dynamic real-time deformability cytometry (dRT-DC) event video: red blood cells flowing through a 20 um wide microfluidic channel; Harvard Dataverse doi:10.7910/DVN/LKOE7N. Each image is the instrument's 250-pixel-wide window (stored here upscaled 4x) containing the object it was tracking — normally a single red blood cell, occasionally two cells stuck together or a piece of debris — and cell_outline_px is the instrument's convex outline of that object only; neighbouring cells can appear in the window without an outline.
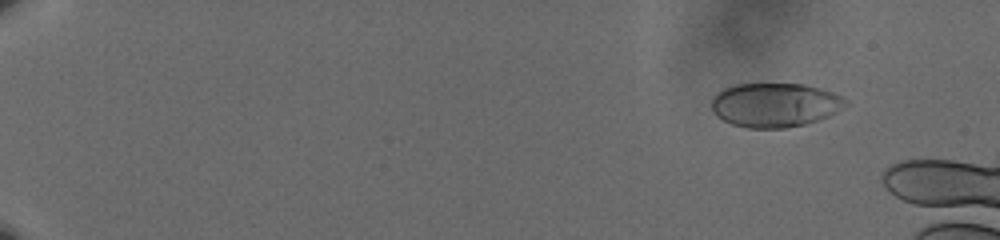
{"species": "human", "species_latin": "Homo sapiens", "temperature_condition": "cold", "stored_images_in_passage": 60, "camera_frame_rate_fps": 3000, "um_per_image_px": 0.085, "donor": {"sex": "male"}, "frame": {"image": 1, "passage_image": 8, "time_ms": 2.333, "image_size_px": [1000, 240], "cell_outline_px": [[848, 104], [836, 112], [820, 120], [788, 128], [748, 128], [732, 124], [716, 116], [712, 112], [712, 96], [716, 92], [724, 88], [736, 84], [804, 84], [820, 88], [832, 92], [848, 100]], "centroid_in_image_um": [65.86, 8.92], "position_along_channel_um": 19.1, "area_um2": 34.68}}
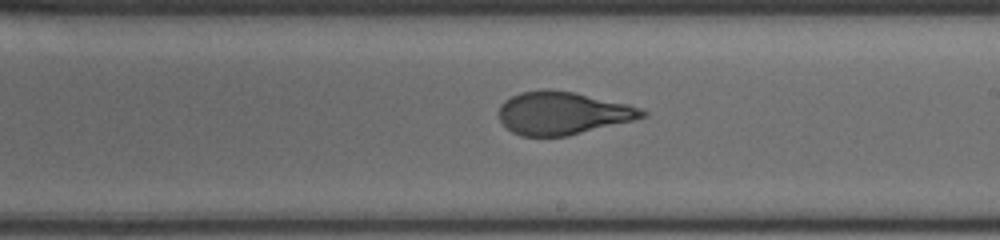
{"frame": {"image": 2, "passage_image": 40, "time_ms": 13.0, "image_size_px": [1000, 240], "cell_outline_px": [[648, 116], [568, 136], [520, 136], [512, 132], [500, 120], [500, 104], [504, 100], [520, 92], [544, 88], [572, 92], [628, 104], [640, 108], [648, 112]], "centroid_in_image_um": [47.81, 9.61], "position_along_channel_um": 241.2, "area_um2": 35.6}}
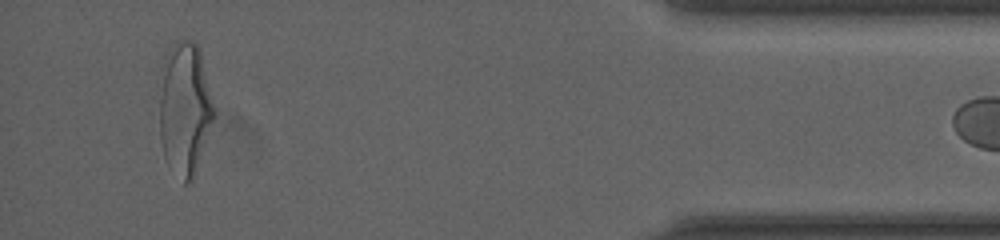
{"frame": {"image": 3, "passage_image": 59, "time_ms": 19.333, "image_size_px": [1000, 240], "cell_outline_px": [[216, 116], [192, 180], [184, 184], [164, 156], [160, 136], [160, 96], [164, 56], [172, 40], [192, 40], [200, 48], [216, 108]], "centroid_in_image_um": [15.74, 9.15], "position_along_channel_um": 419.5, "area_um2": 42.66}}